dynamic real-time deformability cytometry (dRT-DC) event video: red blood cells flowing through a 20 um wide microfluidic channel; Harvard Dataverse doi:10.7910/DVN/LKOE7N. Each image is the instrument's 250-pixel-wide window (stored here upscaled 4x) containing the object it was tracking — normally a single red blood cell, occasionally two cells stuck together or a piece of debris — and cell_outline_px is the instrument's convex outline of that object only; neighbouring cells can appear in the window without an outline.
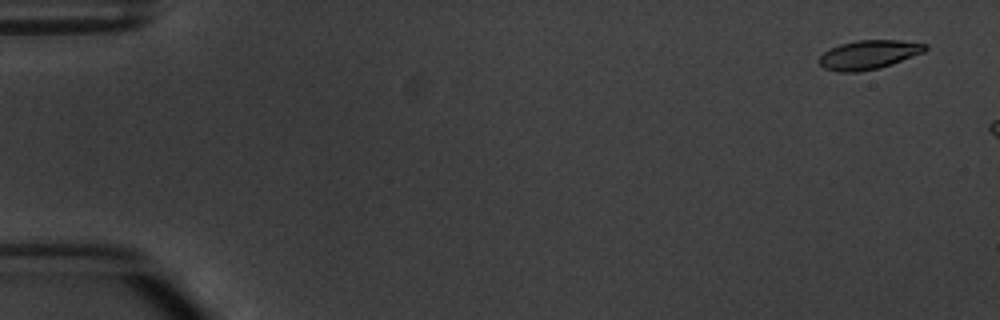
{"species": "common noctule bat (a hibernating species)", "species_latin": "Nyctalus noctula", "temperature_condition": "warm", "stored_images_in_passage": 3, "camera_frame_rate_fps": 3000, "um_per_image_px": 0.085, "animal": {"sex": "male", "body_mass_g": 20.1, "forearm_length_mm": 53.5}, "frame": {"image": 1, "passage_image": 1, "time_ms": 0.0, "image_size_px": [1000, 320], "cell_outline_px": [[928, 48], [924, 52], [892, 64], [880, 68], [860, 72], [840, 72], [824, 68], [820, 64], [820, 56], [828, 48], [840, 44], [856, 40], [900, 40], [928, 44]], "centroid_in_image_um": [73.85, 4.64], "position_along_channel_um": 11.1, "area_um2": 18.03}}